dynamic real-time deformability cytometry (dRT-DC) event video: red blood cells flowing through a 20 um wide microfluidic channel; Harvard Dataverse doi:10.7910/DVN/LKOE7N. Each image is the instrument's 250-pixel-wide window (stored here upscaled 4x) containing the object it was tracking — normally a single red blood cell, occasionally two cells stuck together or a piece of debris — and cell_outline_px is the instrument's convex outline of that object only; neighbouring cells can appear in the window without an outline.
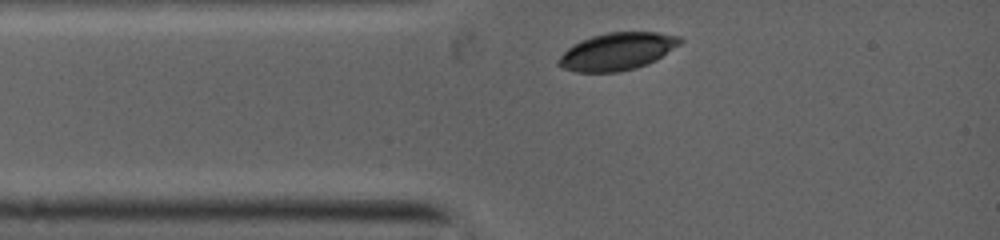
{"species": "common noctule bat (a hibernating species)", "species_latin": "Nyctalus noctula", "temperature_condition": "warm", "stored_images_in_passage": 16, "camera_frame_rate_fps": 5000, "um_per_image_px": 0.085, "animal": {"sex": "female", "body_mass_g": 19.0, "forearm_length_mm": 53.3}, "frame": {"image": 1, "passage_image": 1, "time_ms": 0.0, "image_size_px": [1000, 240], "cell_outline_px": [[684, 40], [680, 44], [656, 60], [648, 64], [636, 68], [616, 72], [576, 72], [564, 68], [556, 64], [556, 60], [572, 44], [580, 40], [592, 36], [608, 32], [656, 32], [680, 36]], "centroid_in_image_um": [52.45, 4.37], "position_along_channel_um": 32.5, "area_um2": 26.59}}
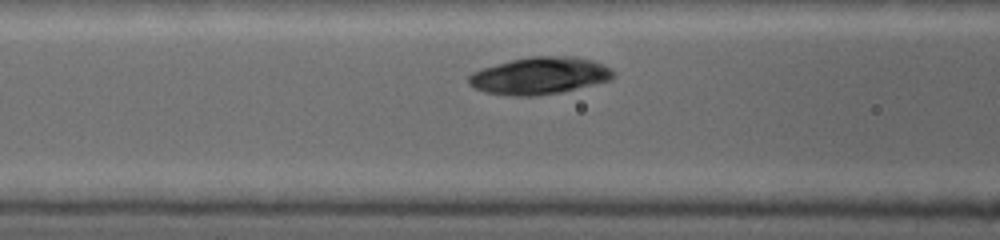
{"frame": {"image": 2, "passage_image": 5, "time_ms": 2.2, "image_size_px": [1000, 240], "cell_outline_px": [[612, 76], [608, 80], [556, 92], [528, 96], [520, 96], [488, 92], [476, 88], [468, 80], [468, 76], [472, 72], [496, 64], [528, 56], [572, 56], [592, 60], [608, 68], [612, 72]], "centroid_in_image_um": [45.81, 6.41], "position_along_channel_um": 120.8, "area_um2": 30.11}}
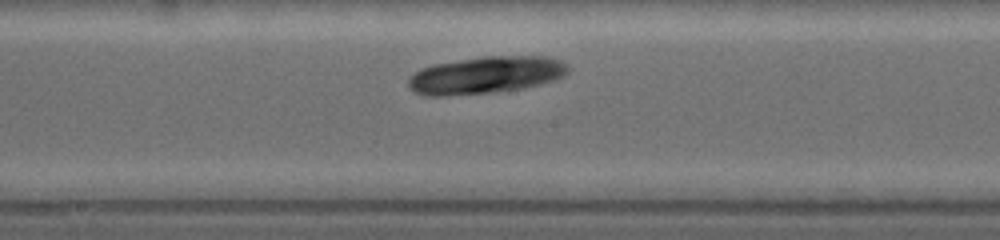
{"frame": {"image": 3, "passage_image": 10, "time_ms": 4.2, "image_size_px": [1000, 240], "cell_outline_px": [[568, 68], [560, 76], [536, 84], [520, 88], [484, 92], [440, 96], [428, 96], [416, 92], [408, 88], [408, 80], [420, 68], [432, 64], [484, 56], [548, 56], [560, 60]], "centroid_in_image_um": [41.19, 6.35], "position_along_channel_um": 207.0, "area_um2": 33.64}}